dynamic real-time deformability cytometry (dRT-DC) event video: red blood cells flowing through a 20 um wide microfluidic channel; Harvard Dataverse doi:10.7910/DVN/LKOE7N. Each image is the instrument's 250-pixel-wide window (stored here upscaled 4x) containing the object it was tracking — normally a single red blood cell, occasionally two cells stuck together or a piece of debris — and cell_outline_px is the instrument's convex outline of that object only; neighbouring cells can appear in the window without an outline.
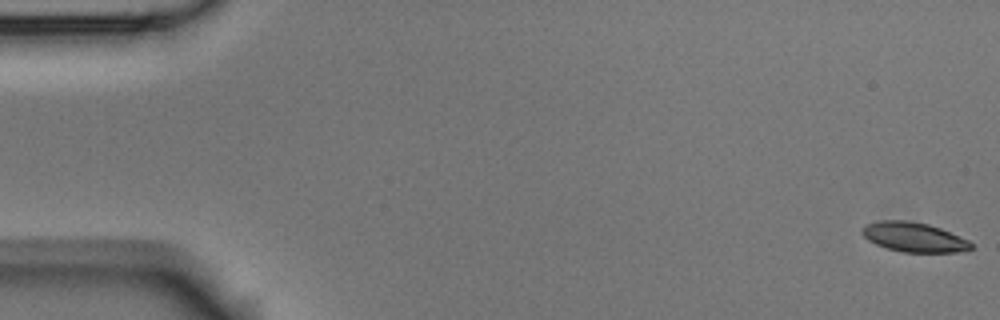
{"species": "Egyptian fruit bat (a non-hibernating species)", "species_latin": "Rousettus aegyptiacus", "temperature_condition": "room temperature", "stored_images_in_passage": 6, "camera_frame_rate_fps": 3000, "um_per_image_px": 0.085, "animal": {"sex": "male"}, "frame": {"image": 1, "passage_image": 1, "time_ms": 0.0, "image_size_px": [1000, 320], "cell_outline_px": [[972, 248], [956, 252], [904, 252], [888, 248], [876, 244], [868, 240], [860, 232], [860, 228], [864, 224], [880, 220], [908, 220], [928, 224], [940, 228], [968, 240], [972, 244]], "centroid_in_image_um": [77.62, 20.14], "position_along_channel_um": 7.4, "area_um2": 18.73}}
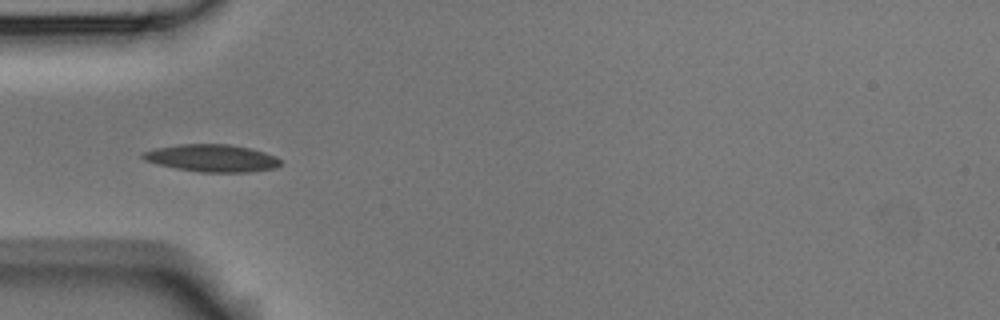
{"frame": {"image": 2, "passage_image": 5, "time_ms": 5.667, "image_size_px": [1000, 320], "cell_outline_px": [[280, 164], [276, 168], [248, 172], [200, 172], [176, 168], [156, 164], [144, 160], [140, 156], [140, 152], [156, 148], [176, 144], [228, 144], [248, 148], [264, 152], [276, 156], [280, 160]], "centroid_in_image_um": [17.96, 13.44], "position_along_channel_um": 67.0, "area_um2": 22.02}}
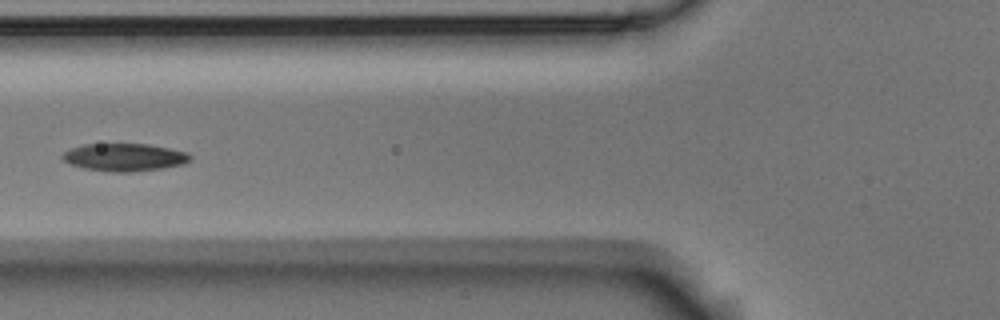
{"frame": {"image": 3, "passage_image": 6, "time_ms": 7.0, "image_size_px": [1000, 320], "cell_outline_px": [[192, 156], [184, 164], [164, 168], [132, 172], [108, 172], [84, 168], [72, 164], [64, 160], [60, 156], [64, 152], [72, 148], [84, 144], [148, 144], [188, 152]], "centroid_in_image_um": [10.59, 13.37], "position_along_channel_um": 115.2, "area_um2": 20.58}}